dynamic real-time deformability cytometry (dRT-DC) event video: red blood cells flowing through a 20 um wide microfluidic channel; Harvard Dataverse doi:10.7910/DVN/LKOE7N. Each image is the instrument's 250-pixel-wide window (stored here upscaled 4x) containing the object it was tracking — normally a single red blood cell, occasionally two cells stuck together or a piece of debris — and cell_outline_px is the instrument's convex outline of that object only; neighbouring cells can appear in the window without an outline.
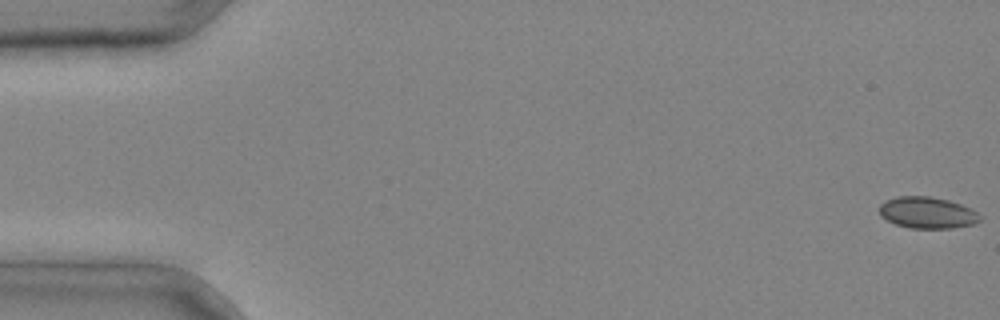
{"species": "common noctule bat (a hibernating species)", "species_latin": "Nyctalus noctula", "temperature_condition": "cold", "stored_images_in_passage": 4, "camera_frame_rate_fps": 3000, "um_per_image_px": 0.085, "animal": {"sex": "male", "body_mass_g": 20.4}, "frame": {"image": 1, "passage_image": 1, "time_ms": 0.0, "image_size_px": [1000, 320], "cell_outline_px": [[984, 216], [980, 220], [972, 224], [952, 228], [908, 228], [896, 224], [880, 216], [880, 204], [884, 200], [896, 196], [928, 196], [948, 200], [972, 208]], "centroid_in_image_um": [78.83, 18.07], "position_along_channel_um": 6.2, "area_um2": 18.61}}